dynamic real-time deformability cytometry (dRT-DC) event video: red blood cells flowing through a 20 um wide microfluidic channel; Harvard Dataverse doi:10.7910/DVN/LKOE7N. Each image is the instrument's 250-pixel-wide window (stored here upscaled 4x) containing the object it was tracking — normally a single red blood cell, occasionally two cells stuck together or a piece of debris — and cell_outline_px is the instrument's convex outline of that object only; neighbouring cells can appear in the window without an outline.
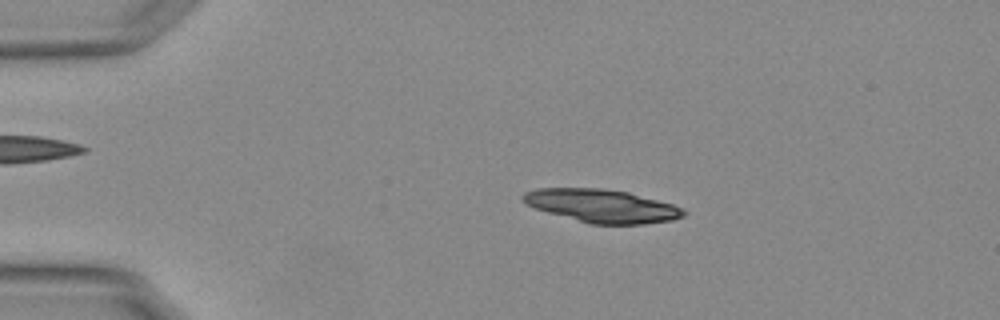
{"species": "Egyptian fruit bat (a non-hibernating species)", "species_latin": "Rousettus aegyptiacus", "temperature_condition": "warm", "stored_images_in_passage": 49, "camera_frame_rate_fps": 3000, "um_per_image_px": 0.085, "animal": {"sex": "female"}, "frame": {"image": 1, "passage_image": 6, "time_ms": 1.667, "image_size_px": [1000, 320], "cell_outline_px": [[688, 212], [684, 216], [672, 220], [644, 224], [592, 224], [548, 212], [536, 208], [528, 204], [520, 196], [524, 192], [536, 188], [604, 188], [628, 192], [672, 204], [684, 208]], "centroid_in_image_um": [51.2, 17.49], "position_along_channel_um": 33.8, "area_um2": 30.87}}